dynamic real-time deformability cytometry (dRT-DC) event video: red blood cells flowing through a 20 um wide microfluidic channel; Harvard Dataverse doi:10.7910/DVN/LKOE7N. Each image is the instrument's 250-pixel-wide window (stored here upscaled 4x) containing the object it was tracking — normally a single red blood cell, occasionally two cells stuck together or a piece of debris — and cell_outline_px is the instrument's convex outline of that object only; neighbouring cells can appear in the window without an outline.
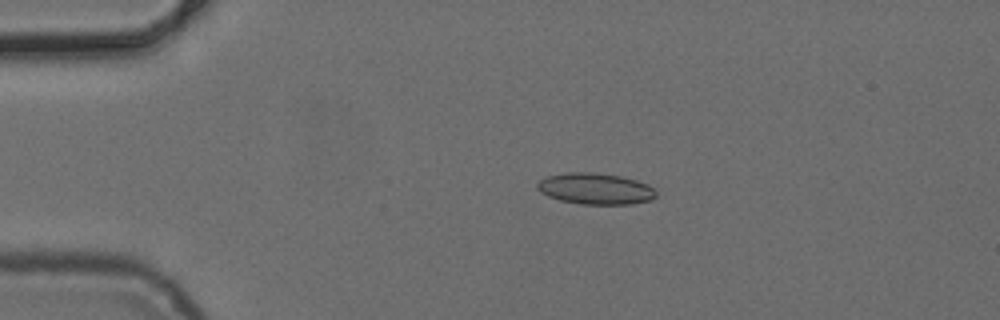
{"species": "common noctule bat (a hibernating species)", "species_latin": "Nyctalus noctula", "temperature_condition": "cold", "stored_images_in_passage": 4, "camera_frame_rate_fps": 3000, "um_per_image_px": 0.085, "animal": {"sex": "female", "body_mass_g": 24.6, "forearm_length_mm": 56.2}, "frame": {"image": 1, "passage_image": 2, "time_ms": 1.0, "image_size_px": [1000, 320], "cell_outline_px": [[656, 196], [652, 200], [632, 204], [580, 204], [560, 200], [548, 196], [540, 192], [536, 188], [536, 184], [544, 176], [564, 172], [596, 172], [620, 176], [636, 180], [648, 184], [656, 192]], "centroid_in_image_um": [50.58, 16.03], "position_along_channel_um": 34.4, "area_um2": 21.91}}
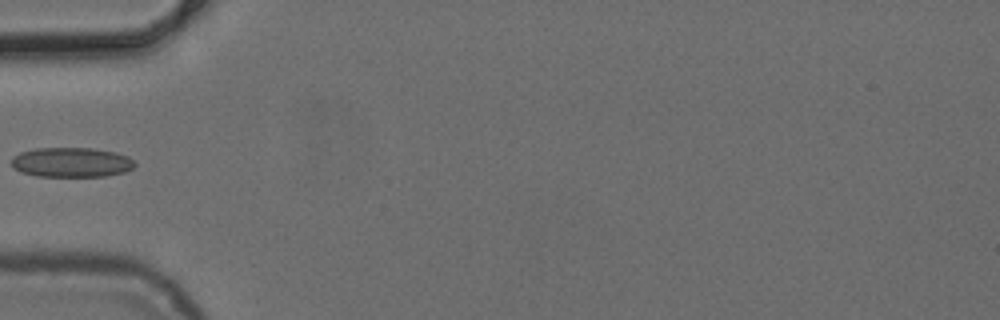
{"frame": {"image": 2, "passage_image": 4, "time_ms": 3.333, "image_size_px": [1000, 320], "cell_outline_px": [[136, 164], [132, 168], [124, 172], [108, 176], [36, 176], [20, 172], [12, 168], [12, 156], [20, 152], [36, 148], [92, 148], [116, 152], [128, 156]], "centroid_in_image_um": [6.05, 13.79], "position_along_channel_um": 79.0, "area_um2": 21.5}}